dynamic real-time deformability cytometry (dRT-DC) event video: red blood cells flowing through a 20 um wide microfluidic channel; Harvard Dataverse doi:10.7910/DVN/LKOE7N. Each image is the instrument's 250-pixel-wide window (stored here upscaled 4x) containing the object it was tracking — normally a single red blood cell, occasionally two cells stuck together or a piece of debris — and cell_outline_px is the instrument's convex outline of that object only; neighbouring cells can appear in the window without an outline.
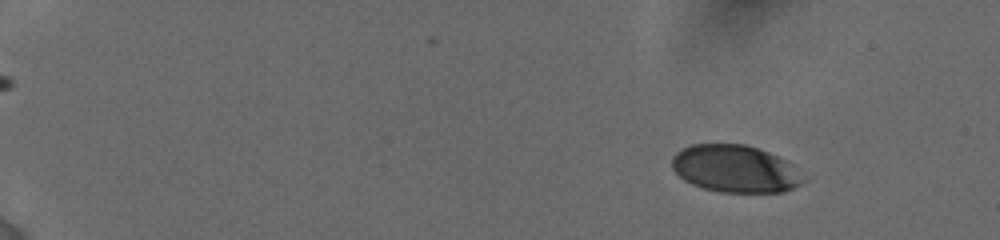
{"species": "human", "species_latin": "Homo sapiens", "temperature_condition": "cold", "stored_images_in_passage": 53, "camera_frame_rate_fps": 3000, "um_per_image_px": 0.085, "donor": {"sex": "female"}, "frame": {"image": 1, "passage_image": 6, "time_ms": 2.0, "image_size_px": [1000, 240], "cell_outline_px": [[808, 180], [784, 192], [720, 192], [704, 188], [692, 184], [684, 180], [672, 168], [672, 156], [680, 148], [688, 144], [744, 144], [768, 152], [788, 160]], "centroid_in_image_um": [62.5, 14.34], "position_along_channel_um": 22.5, "area_um2": 36.47}}
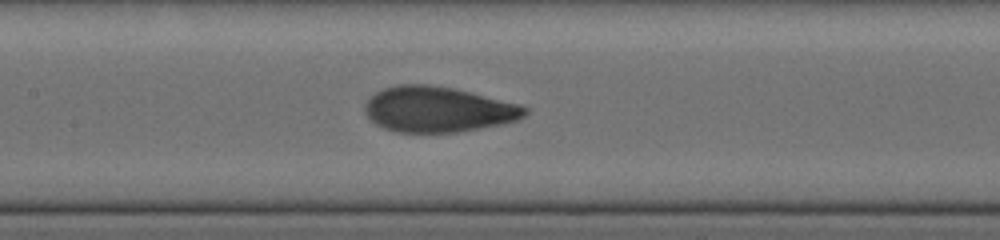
{"frame": {"image": 2, "passage_image": 31, "time_ms": 9.667, "image_size_px": [1000, 240], "cell_outline_px": [[528, 112], [524, 116], [516, 120], [500, 124], [456, 132], [396, 132], [384, 128], [376, 124], [364, 112], [364, 108], [368, 100], [376, 92], [384, 88], [396, 84], [428, 84], [456, 88], [520, 104], [528, 108]], "centroid_in_image_um": [37.23, 9.28], "position_along_channel_um": 170.2, "area_um2": 42.37}}
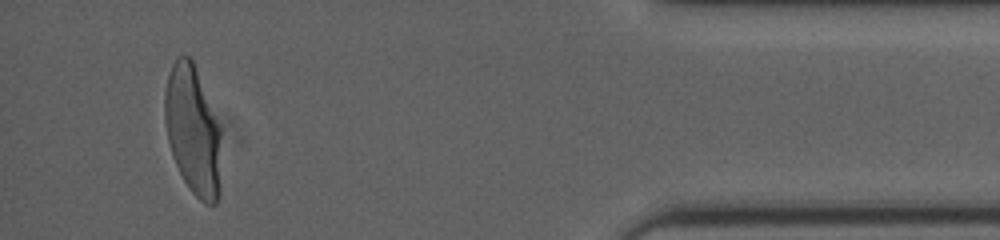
{"frame": {"image": 3, "passage_image": 51, "time_ms": 17.333, "image_size_px": [1000, 240], "cell_outline_px": [[220, 192], [216, 204], [204, 204], [192, 192], [184, 180], [172, 156], [168, 140], [164, 120], [164, 92], [168, 76], [172, 64], [176, 56], [188, 56], [192, 60], [220, 128]], "centroid_in_image_um": [16.38, 11.11], "position_along_channel_um": 418.8, "area_um2": 42.19}, "authors_computed_cell_mechanics": {"area_um2": 41.4426, "velocity_mm_per_s": 3.8741, "shape_relaxation_time_tau1_ms": 3.1908, "shape_relaxation_time_tau2_ms": null, "deformation_change_tau1": 0.1944, "deformation_change_tau2": null}}